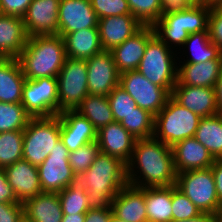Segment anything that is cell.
Listing matches in <instances>:
<instances>
[{"mask_svg": "<svg viewBox=\"0 0 222 222\" xmlns=\"http://www.w3.org/2000/svg\"><path fill=\"white\" fill-rule=\"evenodd\" d=\"M200 120V116L170 96L163 109L154 116L153 137L172 147L177 142L194 137Z\"/></svg>", "mask_w": 222, "mask_h": 222, "instance_id": "5b68a950", "label": "cell"}, {"mask_svg": "<svg viewBox=\"0 0 222 222\" xmlns=\"http://www.w3.org/2000/svg\"><path fill=\"white\" fill-rule=\"evenodd\" d=\"M222 69V60L184 63L178 66L176 85L214 88Z\"/></svg>", "mask_w": 222, "mask_h": 222, "instance_id": "d4e9b609", "label": "cell"}, {"mask_svg": "<svg viewBox=\"0 0 222 222\" xmlns=\"http://www.w3.org/2000/svg\"><path fill=\"white\" fill-rule=\"evenodd\" d=\"M24 130L0 133V168L23 159Z\"/></svg>", "mask_w": 222, "mask_h": 222, "instance_id": "836d02e7", "label": "cell"}, {"mask_svg": "<svg viewBox=\"0 0 222 222\" xmlns=\"http://www.w3.org/2000/svg\"><path fill=\"white\" fill-rule=\"evenodd\" d=\"M126 165L130 185L149 188L176 184L172 147L154 137L136 139L131 159ZM136 172H140V175L137 176Z\"/></svg>", "mask_w": 222, "mask_h": 222, "instance_id": "6da1fadb", "label": "cell"}, {"mask_svg": "<svg viewBox=\"0 0 222 222\" xmlns=\"http://www.w3.org/2000/svg\"><path fill=\"white\" fill-rule=\"evenodd\" d=\"M176 188L202 212L217 215L220 201L212 169H198L177 173Z\"/></svg>", "mask_w": 222, "mask_h": 222, "instance_id": "ba28073f", "label": "cell"}, {"mask_svg": "<svg viewBox=\"0 0 222 222\" xmlns=\"http://www.w3.org/2000/svg\"><path fill=\"white\" fill-rule=\"evenodd\" d=\"M136 139L120 124L112 122L97 131L100 152L128 163L133 153Z\"/></svg>", "mask_w": 222, "mask_h": 222, "instance_id": "ffe728a7", "label": "cell"}, {"mask_svg": "<svg viewBox=\"0 0 222 222\" xmlns=\"http://www.w3.org/2000/svg\"><path fill=\"white\" fill-rule=\"evenodd\" d=\"M63 215L86 213L88 206V194L85 189L75 182L58 193Z\"/></svg>", "mask_w": 222, "mask_h": 222, "instance_id": "d6a6232c", "label": "cell"}, {"mask_svg": "<svg viewBox=\"0 0 222 222\" xmlns=\"http://www.w3.org/2000/svg\"><path fill=\"white\" fill-rule=\"evenodd\" d=\"M60 140L69 152L88 143L97 141V130L92 123L76 110L61 112Z\"/></svg>", "mask_w": 222, "mask_h": 222, "instance_id": "2e32d148", "label": "cell"}, {"mask_svg": "<svg viewBox=\"0 0 222 222\" xmlns=\"http://www.w3.org/2000/svg\"><path fill=\"white\" fill-rule=\"evenodd\" d=\"M0 203H20L8 183L4 168H0Z\"/></svg>", "mask_w": 222, "mask_h": 222, "instance_id": "f6af8a7d", "label": "cell"}, {"mask_svg": "<svg viewBox=\"0 0 222 222\" xmlns=\"http://www.w3.org/2000/svg\"><path fill=\"white\" fill-rule=\"evenodd\" d=\"M211 169L216 185L217 197L222 202V159H215Z\"/></svg>", "mask_w": 222, "mask_h": 222, "instance_id": "c3c4849f", "label": "cell"}, {"mask_svg": "<svg viewBox=\"0 0 222 222\" xmlns=\"http://www.w3.org/2000/svg\"><path fill=\"white\" fill-rule=\"evenodd\" d=\"M190 48V58L185 63H202L208 60H222L218 46L211 42L208 31L189 34L183 45Z\"/></svg>", "mask_w": 222, "mask_h": 222, "instance_id": "1f68e13d", "label": "cell"}, {"mask_svg": "<svg viewBox=\"0 0 222 222\" xmlns=\"http://www.w3.org/2000/svg\"><path fill=\"white\" fill-rule=\"evenodd\" d=\"M21 104L32 118L59 115L57 78L26 79Z\"/></svg>", "mask_w": 222, "mask_h": 222, "instance_id": "30bf717a", "label": "cell"}, {"mask_svg": "<svg viewBox=\"0 0 222 222\" xmlns=\"http://www.w3.org/2000/svg\"><path fill=\"white\" fill-rule=\"evenodd\" d=\"M8 183L11 185L18 201L26 200L41 194L38 168L28 161L21 159L4 168Z\"/></svg>", "mask_w": 222, "mask_h": 222, "instance_id": "d6986e66", "label": "cell"}, {"mask_svg": "<svg viewBox=\"0 0 222 222\" xmlns=\"http://www.w3.org/2000/svg\"><path fill=\"white\" fill-rule=\"evenodd\" d=\"M98 17L90 0H60L58 25L59 35L87 28H98Z\"/></svg>", "mask_w": 222, "mask_h": 222, "instance_id": "9a60e30c", "label": "cell"}, {"mask_svg": "<svg viewBox=\"0 0 222 222\" xmlns=\"http://www.w3.org/2000/svg\"><path fill=\"white\" fill-rule=\"evenodd\" d=\"M162 15L181 12L189 9L195 2L193 0H161Z\"/></svg>", "mask_w": 222, "mask_h": 222, "instance_id": "bcb514c9", "label": "cell"}, {"mask_svg": "<svg viewBox=\"0 0 222 222\" xmlns=\"http://www.w3.org/2000/svg\"><path fill=\"white\" fill-rule=\"evenodd\" d=\"M115 122H121L137 107L133 98L120 85H117L107 96Z\"/></svg>", "mask_w": 222, "mask_h": 222, "instance_id": "74e56055", "label": "cell"}, {"mask_svg": "<svg viewBox=\"0 0 222 222\" xmlns=\"http://www.w3.org/2000/svg\"><path fill=\"white\" fill-rule=\"evenodd\" d=\"M25 80L18 59H3L0 62V102L21 103Z\"/></svg>", "mask_w": 222, "mask_h": 222, "instance_id": "83f0119b", "label": "cell"}, {"mask_svg": "<svg viewBox=\"0 0 222 222\" xmlns=\"http://www.w3.org/2000/svg\"><path fill=\"white\" fill-rule=\"evenodd\" d=\"M59 3L60 0H32L22 17L28 37L59 35Z\"/></svg>", "mask_w": 222, "mask_h": 222, "instance_id": "5bb4252c", "label": "cell"}, {"mask_svg": "<svg viewBox=\"0 0 222 222\" xmlns=\"http://www.w3.org/2000/svg\"><path fill=\"white\" fill-rule=\"evenodd\" d=\"M208 34L211 42L218 46L222 53V6L211 7Z\"/></svg>", "mask_w": 222, "mask_h": 222, "instance_id": "b9f144b4", "label": "cell"}, {"mask_svg": "<svg viewBox=\"0 0 222 222\" xmlns=\"http://www.w3.org/2000/svg\"><path fill=\"white\" fill-rule=\"evenodd\" d=\"M120 124L135 138L143 139L153 137L154 116L140 107L127 115Z\"/></svg>", "mask_w": 222, "mask_h": 222, "instance_id": "e575fe53", "label": "cell"}, {"mask_svg": "<svg viewBox=\"0 0 222 222\" xmlns=\"http://www.w3.org/2000/svg\"><path fill=\"white\" fill-rule=\"evenodd\" d=\"M17 59L26 79L57 78L66 59L64 39L60 35L28 37Z\"/></svg>", "mask_w": 222, "mask_h": 222, "instance_id": "3957f363", "label": "cell"}, {"mask_svg": "<svg viewBox=\"0 0 222 222\" xmlns=\"http://www.w3.org/2000/svg\"><path fill=\"white\" fill-rule=\"evenodd\" d=\"M63 39L68 58L87 60L103 51L98 28H87L68 33Z\"/></svg>", "mask_w": 222, "mask_h": 222, "instance_id": "4316f807", "label": "cell"}, {"mask_svg": "<svg viewBox=\"0 0 222 222\" xmlns=\"http://www.w3.org/2000/svg\"><path fill=\"white\" fill-rule=\"evenodd\" d=\"M76 111L86 117L97 131L114 122L109 100L104 95L88 94Z\"/></svg>", "mask_w": 222, "mask_h": 222, "instance_id": "4dcf8cb0", "label": "cell"}, {"mask_svg": "<svg viewBox=\"0 0 222 222\" xmlns=\"http://www.w3.org/2000/svg\"><path fill=\"white\" fill-rule=\"evenodd\" d=\"M108 222H126L125 220L119 219L113 213L110 215V219Z\"/></svg>", "mask_w": 222, "mask_h": 222, "instance_id": "11a10c76", "label": "cell"}, {"mask_svg": "<svg viewBox=\"0 0 222 222\" xmlns=\"http://www.w3.org/2000/svg\"><path fill=\"white\" fill-rule=\"evenodd\" d=\"M216 222H222V202L220 203V207L216 215Z\"/></svg>", "mask_w": 222, "mask_h": 222, "instance_id": "db71d44e", "label": "cell"}, {"mask_svg": "<svg viewBox=\"0 0 222 222\" xmlns=\"http://www.w3.org/2000/svg\"><path fill=\"white\" fill-rule=\"evenodd\" d=\"M98 19L131 14L127 0H90Z\"/></svg>", "mask_w": 222, "mask_h": 222, "instance_id": "60d3db41", "label": "cell"}, {"mask_svg": "<svg viewBox=\"0 0 222 222\" xmlns=\"http://www.w3.org/2000/svg\"><path fill=\"white\" fill-rule=\"evenodd\" d=\"M201 4L208 7L222 6V0H201Z\"/></svg>", "mask_w": 222, "mask_h": 222, "instance_id": "f5cc1de1", "label": "cell"}, {"mask_svg": "<svg viewBox=\"0 0 222 222\" xmlns=\"http://www.w3.org/2000/svg\"><path fill=\"white\" fill-rule=\"evenodd\" d=\"M195 3H200L201 4V0H193Z\"/></svg>", "mask_w": 222, "mask_h": 222, "instance_id": "680465c9", "label": "cell"}, {"mask_svg": "<svg viewBox=\"0 0 222 222\" xmlns=\"http://www.w3.org/2000/svg\"><path fill=\"white\" fill-rule=\"evenodd\" d=\"M217 114H222V69L215 85Z\"/></svg>", "mask_w": 222, "mask_h": 222, "instance_id": "681fc988", "label": "cell"}, {"mask_svg": "<svg viewBox=\"0 0 222 222\" xmlns=\"http://www.w3.org/2000/svg\"><path fill=\"white\" fill-rule=\"evenodd\" d=\"M86 213L63 215L62 222H84Z\"/></svg>", "mask_w": 222, "mask_h": 222, "instance_id": "816d5d0a", "label": "cell"}, {"mask_svg": "<svg viewBox=\"0 0 222 222\" xmlns=\"http://www.w3.org/2000/svg\"><path fill=\"white\" fill-rule=\"evenodd\" d=\"M77 182L88 194L90 209L111 208L112 200L128 184L127 165L121 159L100 152Z\"/></svg>", "mask_w": 222, "mask_h": 222, "instance_id": "7a4b0ae2", "label": "cell"}, {"mask_svg": "<svg viewBox=\"0 0 222 222\" xmlns=\"http://www.w3.org/2000/svg\"><path fill=\"white\" fill-rule=\"evenodd\" d=\"M142 27L143 25L131 14L100 18L98 30L103 50L111 51Z\"/></svg>", "mask_w": 222, "mask_h": 222, "instance_id": "e0dca14e", "label": "cell"}, {"mask_svg": "<svg viewBox=\"0 0 222 222\" xmlns=\"http://www.w3.org/2000/svg\"><path fill=\"white\" fill-rule=\"evenodd\" d=\"M174 167L177 173L210 168L213 156L194 137L184 139L172 146Z\"/></svg>", "mask_w": 222, "mask_h": 222, "instance_id": "7402d4cb", "label": "cell"}, {"mask_svg": "<svg viewBox=\"0 0 222 222\" xmlns=\"http://www.w3.org/2000/svg\"><path fill=\"white\" fill-rule=\"evenodd\" d=\"M86 60L66 57L57 76L59 114L76 110L89 94Z\"/></svg>", "mask_w": 222, "mask_h": 222, "instance_id": "9c48e42d", "label": "cell"}, {"mask_svg": "<svg viewBox=\"0 0 222 222\" xmlns=\"http://www.w3.org/2000/svg\"><path fill=\"white\" fill-rule=\"evenodd\" d=\"M131 15L143 26H153L162 15L161 0H127Z\"/></svg>", "mask_w": 222, "mask_h": 222, "instance_id": "8d00e7d4", "label": "cell"}, {"mask_svg": "<svg viewBox=\"0 0 222 222\" xmlns=\"http://www.w3.org/2000/svg\"><path fill=\"white\" fill-rule=\"evenodd\" d=\"M171 96L201 118L217 114L215 88L175 85Z\"/></svg>", "mask_w": 222, "mask_h": 222, "instance_id": "44dd1931", "label": "cell"}, {"mask_svg": "<svg viewBox=\"0 0 222 222\" xmlns=\"http://www.w3.org/2000/svg\"><path fill=\"white\" fill-rule=\"evenodd\" d=\"M119 85L133 98L137 106L157 115L171 94L163 87L151 83L137 70L120 74Z\"/></svg>", "mask_w": 222, "mask_h": 222, "instance_id": "7c38bea8", "label": "cell"}, {"mask_svg": "<svg viewBox=\"0 0 222 222\" xmlns=\"http://www.w3.org/2000/svg\"><path fill=\"white\" fill-rule=\"evenodd\" d=\"M20 222H30V221L27 220L25 217H23V219H21Z\"/></svg>", "mask_w": 222, "mask_h": 222, "instance_id": "9f6ffc18", "label": "cell"}, {"mask_svg": "<svg viewBox=\"0 0 222 222\" xmlns=\"http://www.w3.org/2000/svg\"><path fill=\"white\" fill-rule=\"evenodd\" d=\"M99 153L100 149L97 141L88 143L75 151L69 152L68 161L76 176L87 171Z\"/></svg>", "mask_w": 222, "mask_h": 222, "instance_id": "f35d334b", "label": "cell"}, {"mask_svg": "<svg viewBox=\"0 0 222 222\" xmlns=\"http://www.w3.org/2000/svg\"><path fill=\"white\" fill-rule=\"evenodd\" d=\"M112 211L126 222H148L144 188L125 185L112 200Z\"/></svg>", "mask_w": 222, "mask_h": 222, "instance_id": "603a6c76", "label": "cell"}, {"mask_svg": "<svg viewBox=\"0 0 222 222\" xmlns=\"http://www.w3.org/2000/svg\"><path fill=\"white\" fill-rule=\"evenodd\" d=\"M202 212L180 190L172 185V221L192 219Z\"/></svg>", "mask_w": 222, "mask_h": 222, "instance_id": "ab89813d", "label": "cell"}, {"mask_svg": "<svg viewBox=\"0 0 222 222\" xmlns=\"http://www.w3.org/2000/svg\"><path fill=\"white\" fill-rule=\"evenodd\" d=\"M194 138L214 159H222V114L201 118Z\"/></svg>", "mask_w": 222, "mask_h": 222, "instance_id": "f546056e", "label": "cell"}, {"mask_svg": "<svg viewBox=\"0 0 222 222\" xmlns=\"http://www.w3.org/2000/svg\"><path fill=\"white\" fill-rule=\"evenodd\" d=\"M23 18L0 14V53L4 58H18L27 43Z\"/></svg>", "mask_w": 222, "mask_h": 222, "instance_id": "cb8c5ba5", "label": "cell"}, {"mask_svg": "<svg viewBox=\"0 0 222 222\" xmlns=\"http://www.w3.org/2000/svg\"><path fill=\"white\" fill-rule=\"evenodd\" d=\"M23 217V203H0V222H20Z\"/></svg>", "mask_w": 222, "mask_h": 222, "instance_id": "7bdbcfd3", "label": "cell"}, {"mask_svg": "<svg viewBox=\"0 0 222 222\" xmlns=\"http://www.w3.org/2000/svg\"><path fill=\"white\" fill-rule=\"evenodd\" d=\"M148 222H172V186L144 188Z\"/></svg>", "mask_w": 222, "mask_h": 222, "instance_id": "f1b7e54d", "label": "cell"}, {"mask_svg": "<svg viewBox=\"0 0 222 222\" xmlns=\"http://www.w3.org/2000/svg\"><path fill=\"white\" fill-rule=\"evenodd\" d=\"M31 118L21 103L0 102V133L24 130Z\"/></svg>", "mask_w": 222, "mask_h": 222, "instance_id": "d590c367", "label": "cell"}, {"mask_svg": "<svg viewBox=\"0 0 222 222\" xmlns=\"http://www.w3.org/2000/svg\"><path fill=\"white\" fill-rule=\"evenodd\" d=\"M5 59L4 56L0 53V62Z\"/></svg>", "mask_w": 222, "mask_h": 222, "instance_id": "6f0895ef", "label": "cell"}, {"mask_svg": "<svg viewBox=\"0 0 222 222\" xmlns=\"http://www.w3.org/2000/svg\"><path fill=\"white\" fill-rule=\"evenodd\" d=\"M60 140V118H31L24 129L23 159L38 167Z\"/></svg>", "mask_w": 222, "mask_h": 222, "instance_id": "52a82bcc", "label": "cell"}, {"mask_svg": "<svg viewBox=\"0 0 222 222\" xmlns=\"http://www.w3.org/2000/svg\"><path fill=\"white\" fill-rule=\"evenodd\" d=\"M68 158L69 151L59 140L49 156L37 167L43 192L59 193L77 182V176L73 172Z\"/></svg>", "mask_w": 222, "mask_h": 222, "instance_id": "8fae6325", "label": "cell"}, {"mask_svg": "<svg viewBox=\"0 0 222 222\" xmlns=\"http://www.w3.org/2000/svg\"><path fill=\"white\" fill-rule=\"evenodd\" d=\"M24 217L30 222H62L58 193L42 192L23 203Z\"/></svg>", "mask_w": 222, "mask_h": 222, "instance_id": "484cf974", "label": "cell"}, {"mask_svg": "<svg viewBox=\"0 0 222 222\" xmlns=\"http://www.w3.org/2000/svg\"><path fill=\"white\" fill-rule=\"evenodd\" d=\"M32 0H0V14L23 17Z\"/></svg>", "mask_w": 222, "mask_h": 222, "instance_id": "ee69618b", "label": "cell"}, {"mask_svg": "<svg viewBox=\"0 0 222 222\" xmlns=\"http://www.w3.org/2000/svg\"><path fill=\"white\" fill-rule=\"evenodd\" d=\"M210 11L211 7L195 3L187 10L161 15L152 27L155 35L169 48L173 44L183 47L189 34L208 31Z\"/></svg>", "mask_w": 222, "mask_h": 222, "instance_id": "277c9868", "label": "cell"}, {"mask_svg": "<svg viewBox=\"0 0 222 222\" xmlns=\"http://www.w3.org/2000/svg\"><path fill=\"white\" fill-rule=\"evenodd\" d=\"M154 34L152 26H143L132 37L110 51L120 74L126 71L137 70L145 53L148 40Z\"/></svg>", "mask_w": 222, "mask_h": 222, "instance_id": "ac0fdd59", "label": "cell"}, {"mask_svg": "<svg viewBox=\"0 0 222 222\" xmlns=\"http://www.w3.org/2000/svg\"><path fill=\"white\" fill-rule=\"evenodd\" d=\"M172 222H216V216L209 213H202L199 216L192 219L172 221Z\"/></svg>", "mask_w": 222, "mask_h": 222, "instance_id": "f907efd6", "label": "cell"}, {"mask_svg": "<svg viewBox=\"0 0 222 222\" xmlns=\"http://www.w3.org/2000/svg\"><path fill=\"white\" fill-rule=\"evenodd\" d=\"M113 213L111 208L89 209L85 214L84 222H108Z\"/></svg>", "mask_w": 222, "mask_h": 222, "instance_id": "7dc6e473", "label": "cell"}, {"mask_svg": "<svg viewBox=\"0 0 222 222\" xmlns=\"http://www.w3.org/2000/svg\"><path fill=\"white\" fill-rule=\"evenodd\" d=\"M170 49L154 34L148 40L137 71L151 83L165 88L171 94L177 83L178 67L174 57L176 54Z\"/></svg>", "mask_w": 222, "mask_h": 222, "instance_id": "8992f818", "label": "cell"}, {"mask_svg": "<svg viewBox=\"0 0 222 222\" xmlns=\"http://www.w3.org/2000/svg\"><path fill=\"white\" fill-rule=\"evenodd\" d=\"M89 94L108 96L119 85L120 73L110 51L103 50L86 60Z\"/></svg>", "mask_w": 222, "mask_h": 222, "instance_id": "4fadbf2b", "label": "cell"}]
</instances>
